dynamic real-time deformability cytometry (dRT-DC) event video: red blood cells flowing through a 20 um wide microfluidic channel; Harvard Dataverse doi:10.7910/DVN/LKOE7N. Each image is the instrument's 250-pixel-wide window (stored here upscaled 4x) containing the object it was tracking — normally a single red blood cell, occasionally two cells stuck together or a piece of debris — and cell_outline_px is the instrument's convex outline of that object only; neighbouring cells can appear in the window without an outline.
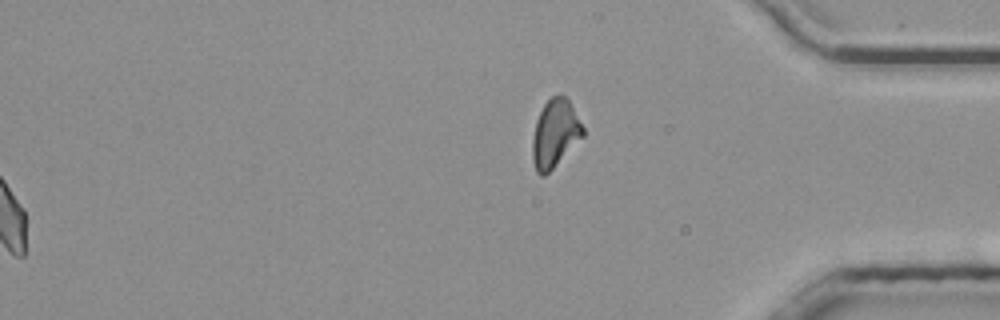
{"species": "common noctule bat (a hibernating species)", "species_latin": "Nyctalus noctula", "temperature_condition": "room temperature", "stored_images_in_passage": 40, "segment_of_instrument_passage": [2, 2], "camera_frame_rate_fps": 3000, "um_per_image_px": 0.085, "animal": {"sex": "male", "body_mass_g": 20.4}, "frame": {"image": 1, "passage_image": 40, "time_ms": 13.0, "image_size_px": [1000, 320], "cell_outline_px": [[584, 136], [544, 176], [540, 176], [536, 172], [532, 160], [532, 140], [536, 120], [544, 104], [552, 96], [560, 92], [568, 100], [584, 128]], "centroid_in_image_um": [47.16, 11.34], "position_along_channel_um": 388.0, "area_um2": 19.83}}